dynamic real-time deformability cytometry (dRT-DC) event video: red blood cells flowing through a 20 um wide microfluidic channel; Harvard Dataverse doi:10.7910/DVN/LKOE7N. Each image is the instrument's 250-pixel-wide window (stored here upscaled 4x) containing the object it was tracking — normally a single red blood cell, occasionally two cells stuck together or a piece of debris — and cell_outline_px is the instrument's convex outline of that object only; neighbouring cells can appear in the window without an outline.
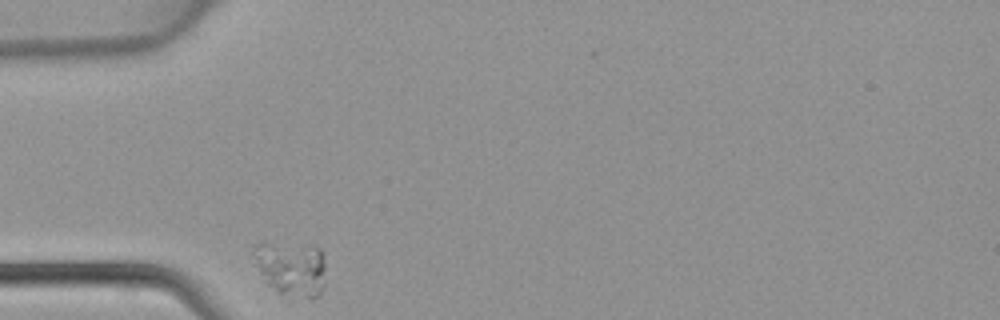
{"species": "common noctule bat (a hibernating species)", "species_latin": "Nyctalus noctula", "temperature_condition": "warm", "stored_images_in_passage": 5, "camera_frame_rate_fps": 3000, "um_per_image_px": 0.085, "animal": {"sex": "female", "body_mass_g": 22.7, "forearm_length_mm": 54.2}, "frame": {"image": 1, "passage_image": 1, "time_ms": 0.0, "image_size_px": [1000, 320], "cell_outline_px": [[324, 288], [316, 296], [292, 300], [280, 296], [268, 284], [252, 256], [252, 244], [312, 244], [320, 248], [324, 252]], "centroid_in_image_um": [24.78, 22.84], "position_along_channel_um": 60.2, "area_um2": 23.52}}
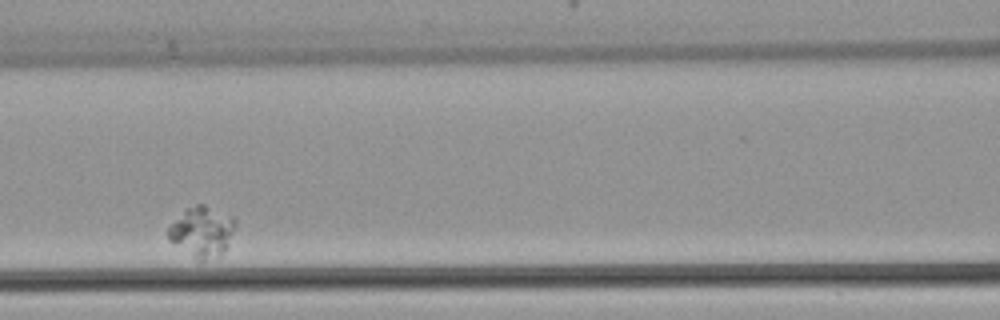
{"frame": {"image": 2, "passage_image": 3, "time_ms": 0.667, "image_size_px": [1000, 320], "cell_outline_px": [[236, 224], [224, 252], [220, 256], [200, 264], [168, 240], [168, 228], [184, 208], [196, 204], [204, 204], [236, 216]], "centroid_in_image_um": [17.18, 19.71], "position_along_channel_um": 149.4, "area_um2": 20.4}}
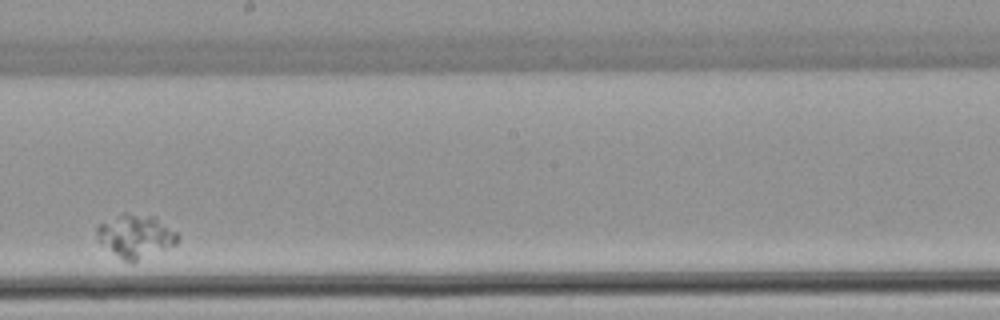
{"frame": {"image": 3, "passage_image": 5, "time_ms": 1.333, "image_size_px": [1000, 320], "cell_outline_px": [[180, 236], [176, 244], [132, 264], [128, 264], [100, 244], [96, 240], [96, 228], [100, 224], [120, 212], [128, 212], [156, 216], [176, 232]], "centroid_in_image_um": [11.5, 20.07], "position_along_channel_um": 236.7, "area_um2": 20.98}}